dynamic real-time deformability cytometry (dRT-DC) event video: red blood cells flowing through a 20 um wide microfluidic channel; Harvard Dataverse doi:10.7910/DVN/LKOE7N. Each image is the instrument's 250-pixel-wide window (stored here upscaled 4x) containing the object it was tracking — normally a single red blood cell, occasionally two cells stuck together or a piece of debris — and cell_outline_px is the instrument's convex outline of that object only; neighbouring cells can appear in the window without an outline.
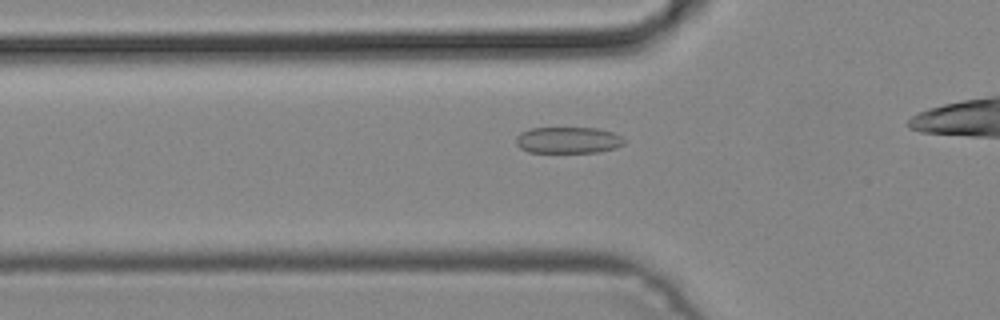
{"species": "common noctule bat (a hibernating species)", "species_latin": "Nyctalus noctula", "temperature_condition": "cold", "stored_images_in_passage": 36, "camera_frame_rate_fps": 3000, "um_per_image_px": 0.085, "animal": {"sex": "male", "body_mass_g": 19.2, "forearm_length_mm": 51.8}, "frame": {"image": 1, "passage_image": 11, "time_ms": 3.333, "image_size_px": [1000, 320], "cell_outline_px": [[624, 144], [616, 148], [600, 152], [528, 152], [520, 148], [516, 144], [516, 136], [520, 132], [532, 128], [596, 128], [612, 132], [620, 136], [624, 140]], "centroid_in_image_um": [48.27, 11.91], "position_along_channel_um": 77.5, "area_um2": 16.65}}
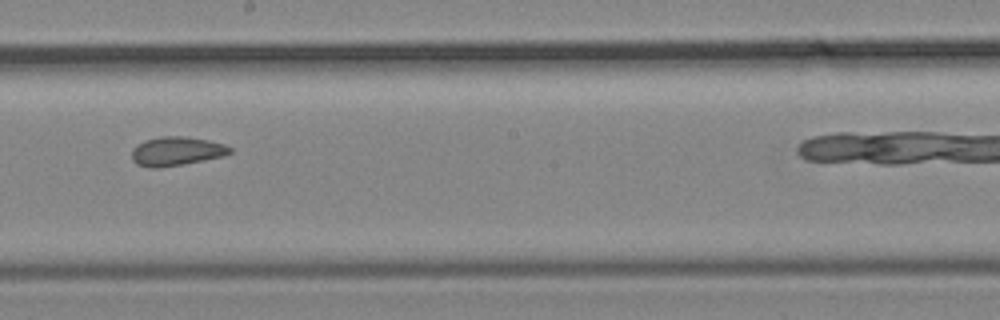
{"frame": {"image": 2, "passage_image": 22, "time_ms": 7.0, "image_size_px": [1000, 320], "cell_outline_px": [[232, 152], [224, 156], [184, 164], [160, 168], [148, 168], [136, 164], [132, 160], [132, 148], [136, 144], [144, 140], [160, 136], [184, 136], [208, 140], [224, 144], [232, 148]], "centroid_in_image_um": [14.97, 12.86], "position_along_channel_um": 233.2, "area_um2": 16.82}}
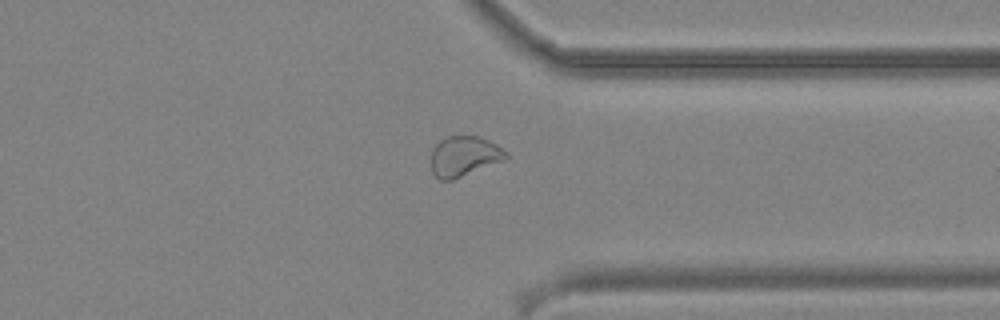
{"frame": {"image": 3, "passage_image": 32, "time_ms": 10.333, "image_size_px": [1000, 320], "cell_outline_px": [[508, 156], [504, 160], [452, 180], [440, 180], [432, 172], [432, 148], [444, 136], [476, 136], [488, 140], [496, 144], [508, 152]], "centroid_in_image_um": [39.44, 13.27], "position_along_channel_um": 372.0, "area_um2": 17.46}}